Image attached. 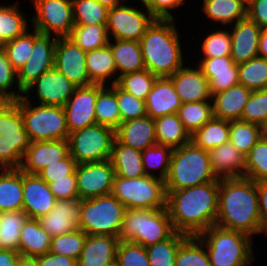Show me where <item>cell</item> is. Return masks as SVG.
Instances as JSON below:
<instances>
[{"mask_svg":"<svg viewBox=\"0 0 267 266\" xmlns=\"http://www.w3.org/2000/svg\"><path fill=\"white\" fill-rule=\"evenodd\" d=\"M219 181L190 188L166 190V208L175 232L198 236L215 225Z\"/></svg>","mask_w":267,"mask_h":266,"instance_id":"obj_1","label":"cell"},{"mask_svg":"<svg viewBox=\"0 0 267 266\" xmlns=\"http://www.w3.org/2000/svg\"><path fill=\"white\" fill-rule=\"evenodd\" d=\"M215 225L243 232L252 238L264 234L255 181L245 177L220 179Z\"/></svg>","mask_w":267,"mask_h":266,"instance_id":"obj_2","label":"cell"},{"mask_svg":"<svg viewBox=\"0 0 267 266\" xmlns=\"http://www.w3.org/2000/svg\"><path fill=\"white\" fill-rule=\"evenodd\" d=\"M175 24L176 19H156L139 41L145 68L157 77H170L187 64Z\"/></svg>","mask_w":267,"mask_h":266,"instance_id":"obj_3","label":"cell"},{"mask_svg":"<svg viewBox=\"0 0 267 266\" xmlns=\"http://www.w3.org/2000/svg\"><path fill=\"white\" fill-rule=\"evenodd\" d=\"M220 181L215 176L207 150L192 141L172 150L170 166L165 179L166 190H179Z\"/></svg>","mask_w":267,"mask_h":266,"instance_id":"obj_4","label":"cell"},{"mask_svg":"<svg viewBox=\"0 0 267 266\" xmlns=\"http://www.w3.org/2000/svg\"><path fill=\"white\" fill-rule=\"evenodd\" d=\"M205 246L211 266H251L253 238L240 231L213 225L196 236Z\"/></svg>","mask_w":267,"mask_h":266,"instance_id":"obj_5","label":"cell"},{"mask_svg":"<svg viewBox=\"0 0 267 266\" xmlns=\"http://www.w3.org/2000/svg\"><path fill=\"white\" fill-rule=\"evenodd\" d=\"M174 233L167 208L126 209L118 238L147 247L165 241Z\"/></svg>","mask_w":267,"mask_h":266,"instance_id":"obj_6","label":"cell"},{"mask_svg":"<svg viewBox=\"0 0 267 266\" xmlns=\"http://www.w3.org/2000/svg\"><path fill=\"white\" fill-rule=\"evenodd\" d=\"M30 144L20 112V98L0 101V166L20 168Z\"/></svg>","mask_w":267,"mask_h":266,"instance_id":"obj_7","label":"cell"},{"mask_svg":"<svg viewBox=\"0 0 267 266\" xmlns=\"http://www.w3.org/2000/svg\"><path fill=\"white\" fill-rule=\"evenodd\" d=\"M20 112L24 129L31 142L68 140L66 114L62 106L34 105L24 96L20 97Z\"/></svg>","mask_w":267,"mask_h":266,"instance_id":"obj_8","label":"cell"},{"mask_svg":"<svg viewBox=\"0 0 267 266\" xmlns=\"http://www.w3.org/2000/svg\"><path fill=\"white\" fill-rule=\"evenodd\" d=\"M125 206L112 194L82 200L78 228L87 235L119 237Z\"/></svg>","mask_w":267,"mask_h":266,"instance_id":"obj_9","label":"cell"},{"mask_svg":"<svg viewBox=\"0 0 267 266\" xmlns=\"http://www.w3.org/2000/svg\"><path fill=\"white\" fill-rule=\"evenodd\" d=\"M126 209L166 208L165 181L153 176L129 179L114 177L112 192Z\"/></svg>","mask_w":267,"mask_h":266,"instance_id":"obj_10","label":"cell"},{"mask_svg":"<svg viewBox=\"0 0 267 266\" xmlns=\"http://www.w3.org/2000/svg\"><path fill=\"white\" fill-rule=\"evenodd\" d=\"M115 130L95 124L69 133V154L77 164L111 159Z\"/></svg>","mask_w":267,"mask_h":266,"instance_id":"obj_11","label":"cell"},{"mask_svg":"<svg viewBox=\"0 0 267 266\" xmlns=\"http://www.w3.org/2000/svg\"><path fill=\"white\" fill-rule=\"evenodd\" d=\"M125 3L127 2L108 11L106 27L109 39L139 42L156 19L143 2H140L143 9L138 5Z\"/></svg>","mask_w":267,"mask_h":266,"instance_id":"obj_12","label":"cell"},{"mask_svg":"<svg viewBox=\"0 0 267 266\" xmlns=\"http://www.w3.org/2000/svg\"><path fill=\"white\" fill-rule=\"evenodd\" d=\"M36 11L31 28L41 34L68 37L74 27L72 0H28Z\"/></svg>","mask_w":267,"mask_h":266,"instance_id":"obj_13","label":"cell"},{"mask_svg":"<svg viewBox=\"0 0 267 266\" xmlns=\"http://www.w3.org/2000/svg\"><path fill=\"white\" fill-rule=\"evenodd\" d=\"M76 87L74 83L54 67L31 83L23 92V96L28 101H34V104L63 107L73 95ZM31 92H35V95H32ZM30 96H32V99ZM33 97L39 100L35 101Z\"/></svg>","mask_w":267,"mask_h":266,"instance_id":"obj_14","label":"cell"},{"mask_svg":"<svg viewBox=\"0 0 267 266\" xmlns=\"http://www.w3.org/2000/svg\"><path fill=\"white\" fill-rule=\"evenodd\" d=\"M75 174L80 199L111 194L115 177L111 160L77 164Z\"/></svg>","mask_w":267,"mask_h":266,"instance_id":"obj_15","label":"cell"},{"mask_svg":"<svg viewBox=\"0 0 267 266\" xmlns=\"http://www.w3.org/2000/svg\"><path fill=\"white\" fill-rule=\"evenodd\" d=\"M102 84L76 87L73 95L63 106L69 133L97 124L95 104Z\"/></svg>","mask_w":267,"mask_h":266,"instance_id":"obj_16","label":"cell"},{"mask_svg":"<svg viewBox=\"0 0 267 266\" xmlns=\"http://www.w3.org/2000/svg\"><path fill=\"white\" fill-rule=\"evenodd\" d=\"M56 41L57 37L41 34L34 29V46L30 58L17 71V81L23 91L43 73L54 68Z\"/></svg>","mask_w":267,"mask_h":266,"instance_id":"obj_17","label":"cell"},{"mask_svg":"<svg viewBox=\"0 0 267 266\" xmlns=\"http://www.w3.org/2000/svg\"><path fill=\"white\" fill-rule=\"evenodd\" d=\"M86 51L68 37H57L54 50V67L77 87L93 84L86 69Z\"/></svg>","mask_w":267,"mask_h":266,"instance_id":"obj_18","label":"cell"},{"mask_svg":"<svg viewBox=\"0 0 267 266\" xmlns=\"http://www.w3.org/2000/svg\"><path fill=\"white\" fill-rule=\"evenodd\" d=\"M56 201L49 184L38 174L23 172V210L28 218L38 219L48 214Z\"/></svg>","mask_w":267,"mask_h":266,"instance_id":"obj_19","label":"cell"},{"mask_svg":"<svg viewBox=\"0 0 267 266\" xmlns=\"http://www.w3.org/2000/svg\"><path fill=\"white\" fill-rule=\"evenodd\" d=\"M81 204L80 198L57 200L48 214L38 218L40 226L51 237L77 230Z\"/></svg>","mask_w":267,"mask_h":266,"instance_id":"obj_20","label":"cell"},{"mask_svg":"<svg viewBox=\"0 0 267 266\" xmlns=\"http://www.w3.org/2000/svg\"><path fill=\"white\" fill-rule=\"evenodd\" d=\"M69 154L68 140L33 141L24 154L21 167L24 173L37 174L49 164Z\"/></svg>","mask_w":267,"mask_h":266,"instance_id":"obj_21","label":"cell"},{"mask_svg":"<svg viewBox=\"0 0 267 266\" xmlns=\"http://www.w3.org/2000/svg\"><path fill=\"white\" fill-rule=\"evenodd\" d=\"M195 66L184 65L170 76L182 104L211 100L208 79L201 68Z\"/></svg>","mask_w":267,"mask_h":266,"instance_id":"obj_22","label":"cell"},{"mask_svg":"<svg viewBox=\"0 0 267 266\" xmlns=\"http://www.w3.org/2000/svg\"><path fill=\"white\" fill-rule=\"evenodd\" d=\"M232 45L231 55L235 64L247 62L258 57L261 28L248 17L237 21L229 28Z\"/></svg>","mask_w":267,"mask_h":266,"instance_id":"obj_23","label":"cell"},{"mask_svg":"<svg viewBox=\"0 0 267 266\" xmlns=\"http://www.w3.org/2000/svg\"><path fill=\"white\" fill-rule=\"evenodd\" d=\"M115 138L125 146L144 151L157 144L154 119L146 115L122 122L115 130Z\"/></svg>","mask_w":267,"mask_h":266,"instance_id":"obj_24","label":"cell"},{"mask_svg":"<svg viewBox=\"0 0 267 266\" xmlns=\"http://www.w3.org/2000/svg\"><path fill=\"white\" fill-rule=\"evenodd\" d=\"M145 105L146 114L152 119L178 112L182 102L170 77H157Z\"/></svg>","mask_w":267,"mask_h":266,"instance_id":"obj_25","label":"cell"},{"mask_svg":"<svg viewBox=\"0 0 267 266\" xmlns=\"http://www.w3.org/2000/svg\"><path fill=\"white\" fill-rule=\"evenodd\" d=\"M119 238L109 235H87L77 266H107L116 261Z\"/></svg>","mask_w":267,"mask_h":266,"instance_id":"obj_26","label":"cell"},{"mask_svg":"<svg viewBox=\"0 0 267 266\" xmlns=\"http://www.w3.org/2000/svg\"><path fill=\"white\" fill-rule=\"evenodd\" d=\"M252 91L241 84L211 96L213 117L227 121L240 120Z\"/></svg>","mask_w":267,"mask_h":266,"instance_id":"obj_27","label":"cell"},{"mask_svg":"<svg viewBox=\"0 0 267 266\" xmlns=\"http://www.w3.org/2000/svg\"><path fill=\"white\" fill-rule=\"evenodd\" d=\"M208 154L218 179L244 177L245 156L231 142L208 150Z\"/></svg>","mask_w":267,"mask_h":266,"instance_id":"obj_28","label":"cell"},{"mask_svg":"<svg viewBox=\"0 0 267 266\" xmlns=\"http://www.w3.org/2000/svg\"><path fill=\"white\" fill-rule=\"evenodd\" d=\"M86 69L93 84L117 83L116 64L110 46L86 52Z\"/></svg>","mask_w":267,"mask_h":266,"instance_id":"obj_29","label":"cell"},{"mask_svg":"<svg viewBox=\"0 0 267 266\" xmlns=\"http://www.w3.org/2000/svg\"><path fill=\"white\" fill-rule=\"evenodd\" d=\"M108 45L115 60L117 81L124 74L146 69L138 41L110 39Z\"/></svg>","mask_w":267,"mask_h":266,"instance_id":"obj_30","label":"cell"},{"mask_svg":"<svg viewBox=\"0 0 267 266\" xmlns=\"http://www.w3.org/2000/svg\"><path fill=\"white\" fill-rule=\"evenodd\" d=\"M23 210V172L19 168L0 170V212Z\"/></svg>","mask_w":267,"mask_h":266,"instance_id":"obj_31","label":"cell"},{"mask_svg":"<svg viewBox=\"0 0 267 266\" xmlns=\"http://www.w3.org/2000/svg\"><path fill=\"white\" fill-rule=\"evenodd\" d=\"M110 160L115 176L134 179L146 175L142 163V151L125 146L116 138L113 141Z\"/></svg>","mask_w":267,"mask_h":266,"instance_id":"obj_32","label":"cell"},{"mask_svg":"<svg viewBox=\"0 0 267 266\" xmlns=\"http://www.w3.org/2000/svg\"><path fill=\"white\" fill-rule=\"evenodd\" d=\"M202 12L210 22L223 25H234L237 21L247 18V9L237 0H202Z\"/></svg>","mask_w":267,"mask_h":266,"instance_id":"obj_33","label":"cell"},{"mask_svg":"<svg viewBox=\"0 0 267 266\" xmlns=\"http://www.w3.org/2000/svg\"><path fill=\"white\" fill-rule=\"evenodd\" d=\"M51 236L40 226L38 219L27 218L20 232V255L37 257L50 250Z\"/></svg>","mask_w":267,"mask_h":266,"instance_id":"obj_34","label":"cell"},{"mask_svg":"<svg viewBox=\"0 0 267 266\" xmlns=\"http://www.w3.org/2000/svg\"><path fill=\"white\" fill-rule=\"evenodd\" d=\"M17 2L2 4L0 3V46L19 36L24 35L31 28L28 26L27 14L22 12Z\"/></svg>","mask_w":267,"mask_h":266,"instance_id":"obj_35","label":"cell"},{"mask_svg":"<svg viewBox=\"0 0 267 266\" xmlns=\"http://www.w3.org/2000/svg\"><path fill=\"white\" fill-rule=\"evenodd\" d=\"M157 144L179 148L191 141V135L184 128L177 113L154 119Z\"/></svg>","mask_w":267,"mask_h":266,"instance_id":"obj_36","label":"cell"},{"mask_svg":"<svg viewBox=\"0 0 267 266\" xmlns=\"http://www.w3.org/2000/svg\"><path fill=\"white\" fill-rule=\"evenodd\" d=\"M191 141L207 151L229 142V121L213 117L191 134Z\"/></svg>","mask_w":267,"mask_h":266,"instance_id":"obj_37","label":"cell"},{"mask_svg":"<svg viewBox=\"0 0 267 266\" xmlns=\"http://www.w3.org/2000/svg\"><path fill=\"white\" fill-rule=\"evenodd\" d=\"M97 124L116 130L121 124V114L115 94V84L105 85L99 92L95 104Z\"/></svg>","mask_w":267,"mask_h":266,"instance_id":"obj_38","label":"cell"},{"mask_svg":"<svg viewBox=\"0 0 267 266\" xmlns=\"http://www.w3.org/2000/svg\"><path fill=\"white\" fill-rule=\"evenodd\" d=\"M27 218L24 210L0 212V249L19 250L20 232Z\"/></svg>","mask_w":267,"mask_h":266,"instance_id":"obj_39","label":"cell"},{"mask_svg":"<svg viewBox=\"0 0 267 266\" xmlns=\"http://www.w3.org/2000/svg\"><path fill=\"white\" fill-rule=\"evenodd\" d=\"M264 135V128L241 120L229 121V142L244 156Z\"/></svg>","mask_w":267,"mask_h":266,"instance_id":"obj_40","label":"cell"},{"mask_svg":"<svg viewBox=\"0 0 267 266\" xmlns=\"http://www.w3.org/2000/svg\"><path fill=\"white\" fill-rule=\"evenodd\" d=\"M70 38L83 51H92L105 47L109 43L106 25H74Z\"/></svg>","mask_w":267,"mask_h":266,"instance_id":"obj_41","label":"cell"},{"mask_svg":"<svg viewBox=\"0 0 267 266\" xmlns=\"http://www.w3.org/2000/svg\"><path fill=\"white\" fill-rule=\"evenodd\" d=\"M188 237L185 234L175 232L165 241L147 246L150 266H174L177 251Z\"/></svg>","mask_w":267,"mask_h":266,"instance_id":"obj_42","label":"cell"},{"mask_svg":"<svg viewBox=\"0 0 267 266\" xmlns=\"http://www.w3.org/2000/svg\"><path fill=\"white\" fill-rule=\"evenodd\" d=\"M177 114L191 135L213 118L212 100L184 103Z\"/></svg>","mask_w":267,"mask_h":266,"instance_id":"obj_43","label":"cell"},{"mask_svg":"<svg viewBox=\"0 0 267 266\" xmlns=\"http://www.w3.org/2000/svg\"><path fill=\"white\" fill-rule=\"evenodd\" d=\"M172 150L169 146L156 144L142 151V163L145 174L165 181L169 171Z\"/></svg>","mask_w":267,"mask_h":266,"instance_id":"obj_44","label":"cell"},{"mask_svg":"<svg viewBox=\"0 0 267 266\" xmlns=\"http://www.w3.org/2000/svg\"><path fill=\"white\" fill-rule=\"evenodd\" d=\"M239 84L251 91L267 89V59L256 57L238 64Z\"/></svg>","mask_w":267,"mask_h":266,"instance_id":"obj_45","label":"cell"},{"mask_svg":"<svg viewBox=\"0 0 267 266\" xmlns=\"http://www.w3.org/2000/svg\"><path fill=\"white\" fill-rule=\"evenodd\" d=\"M108 11L97 0H72L74 25H106Z\"/></svg>","mask_w":267,"mask_h":266,"instance_id":"obj_46","label":"cell"},{"mask_svg":"<svg viewBox=\"0 0 267 266\" xmlns=\"http://www.w3.org/2000/svg\"><path fill=\"white\" fill-rule=\"evenodd\" d=\"M244 177L257 183L267 182V137L265 135L245 156Z\"/></svg>","mask_w":267,"mask_h":266,"instance_id":"obj_47","label":"cell"},{"mask_svg":"<svg viewBox=\"0 0 267 266\" xmlns=\"http://www.w3.org/2000/svg\"><path fill=\"white\" fill-rule=\"evenodd\" d=\"M174 266H211L204 244L189 236L179 247Z\"/></svg>","mask_w":267,"mask_h":266,"instance_id":"obj_48","label":"cell"},{"mask_svg":"<svg viewBox=\"0 0 267 266\" xmlns=\"http://www.w3.org/2000/svg\"><path fill=\"white\" fill-rule=\"evenodd\" d=\"M156 79L157 76L145 69L120 76L116 84L136 98L146 101Z\"/></svg>","mask_w":267,"mask_h":266,"instance_id":"obj_49","label":"cell"},{"mask_svg":"<svg viewBox=\"0 0 267 266\" xmlns=\"http://www.w3.org/2000/svg\"><path fill=\"white\" fill-rule=\"evenodd\" d=\"M86 237L87 234L79 228L70 233L51 237L49 252L66 255L77 261L84 248Z\"/></svg>","mask_w":267,"mask_h":266,"instance_id":"obj_50","label":"cell"},{"mask_svg":"<svg viewBox=\"0 0 267 266\" xmlns=\"http://www.w3.org/2000/svg\"><path fill=\"white\" fill-rule=\"evenodd\" d=\"M221 27L216 31H210L203 37V41L200 43L201 58H217L231 55V33L229 29ZM203 54V55H202Z\"/></svg>","mask_w":267,"mask_h":266,"instance_id":"obj_51","label":"cell"},{"mask_svg":"<svg viewBox=\"0 0 267 266\" xmlns=\"http://www.w3.org/2000/svg\"><path fill=\"white\" fill-rule=\"evenodd\" d=\"M28 30L24 35L19 36L9 42H6L1 47L5 51L9 62L12 67L18 71L24 66L34 46V29Z\"/></svg>","mask_w":267,"mask_h":266,"instance_id":"obj_52","label":"cell"},{"mask_svg":"<svg viewBox=\"0 0 267 266\" xmlns=\"http://www.w3.org/2000/svg\"><path fill=\"white\" fill-rule=\"evenodd\" d=\"M23 92L17 81V71L0 46V101H16L23 96Z\"/></svg>","mask_w":267,"mask_h":266,"instance_id":"obj_53","label":"cell"},{"mask_svg":"<svg viewBox=\"0 0 267 266\" xmlns=\"http://www.w3.org/2000/svg\"><path fill=\"white\" fill-rule=\"evenodd\" d=\"M240 120L263 128L267 125V89L252 91Z\"/></svg>","mask_w":267,"mask_h":266,"instance_id":"obj_54","label":"cell"},{"mask_svg":"<svg viewBox=\"0 0 267 266\" xmlns=\"http://www.w3.org/2000/svg\"><path fill=\"white\" fill-rule=\"evenodd\" d=\"M115 94L121 114V123L147 115L145 101L124 91L116 83Z\"/></svg>","mask_w":267,"mask_h":266,"instance_id":"obj_55","label":"cell"},{"mask_svg":"<svg viewBox=\"0 0 267 266\" xmlns=\"http://www.w3.org/2000/svg\"><path fill=\"white\" fill-rule=\"evenodd\" d=\"M116 261L119 266H150L146 247L130 241H120Z\"/></svg>","mask_w":267,"mask_h":266,"instance_id":"obj_56","label":"cell"},{"mask_svg":"<svg viewBox=\"0 0 267 266\" xmlns=\"http://www.w3.org/2000/svg\"><path fill=\"white\" fill-rule=\"evenodd\" d=\"M76 166V161L68 154L62 160L47 165L37 174L49 184L53 179H68V175H73L75 173Z\"/></svg>","mask_w":267,"mask_h":266,"instance_id":"obj_57","label":"cell"},{"mask_svg":"<svg viewBox=\"0 0 267 266\" xmlns=\"http://www.w3.org/2000/svg\"><path fill=\"white\" fill-rule=\"evenodd\" d=\"M185 0H144V6L149 10L155 19L173 20L176 19L171 10L182 7ZM174 15V16H173Z\"/></svg>","mask_w":267,"mask_h":266,"instance_id":"obj_58","label":"cell"},{"mask_svg":"<svg viewBox=\"0 0 267 266\" xmlns=\"http://www.w3.org/2000/svg\"><path fill=\"white\" fill-rule=\"evenodd\" d=\"M49 187L57 200L79 198L75 173L68 175V179H53Z\"/></svg>","mask_w":267,"mask_h":266,"instance_id":"obj_59","label":"cell"},{"mask_svg":"<svg viewBox=\"0 0 267 266\" xmlns=\"http://www.w3.org/2000/svg\"><path fill=\"white\" fill-rule=\"evenodd\" d=\"M208 83L211 96L226 90L239 83L238 68H230V71L212 72V78Z\"/></svg>","mask_w":267,"mask_h":266,"instance_id":"obj_60","label":"cell"},{"mask_svg":"<svg viewBox=\"0 0 267 266\" xmlns=\"http://www.w3.org/2000/svg\"><path fill=\"white\" fill-rule=\"evenodd\" d=\"M197 63L208 81L212 78V72L230 71V68H238L230 56L200 58Z\"/></svg>","mask_w":267,"mask_h":266,"instance_id":"obj_61","label":"cell"},{"mask_svg":"<svg viewBox=\"0 0 267 266\" xmlns=\"http://www.w3.org/2000/svg\"><path fill=\"white\" fill-rule=\"evenodd\" d=\"M247 17L261 29L267 28V0H255L247 9Z\"/></svg>","mask_w":267,"mask_h":266,"instance_id":"obj_62","label":"cell"},{"mask_svg":"<svg viewBox=\"0 0 267 266\" xmlns=\"http://www.w3.org/2000/svg\"><path fill=\"white\" fill-rule=\"evenodd\" d=\"M39 266H77V261L66 255L52 254L51 252L37 256Z\"/></svg>","mask_w":267,"mask_h":266,"instance_id":"obj_63","label":"cell"},{"mask_svg":"<svg viewBox=\"0 0 267 266\" xmlns=\"http://www.w3.org/2000/svg\"><path fill=\"white\" fill-rule=\"evenodd\" d=\"M256 189L259 198V210L261 227L264 235H267V182H256Z\"/></svg>","mask_w":267,"mask_h":266,"instance_id":"obj_64","label":"cell"},{"mask_svg":"<svg viewBox=\"0 0 267 266\" xmlns=\"http://www.w3.org/2000/svg\"><path fill=\"white\" fill-rule=\"evenodd\" d=\"M19 256L18 251L0 249V266H16Z\"/></svg>","mask_w":267,"mask_h":266,"instance_id":"obj_65","label":"cell"},{"mask_svg":"<svg viewBox=\"0 0 267 266\" xmlns=\"http://www.w3.org/2000/svg\"><path fill=\"white\" fill-rule=\"evenodd\" d=\"M258 57L267 59V28L261 29L258 45Z\"/></svg>","mask_w":267,"mask_h":266,"instance_id":"obj_66","label":"cell"},{"mask_svg":"<svg viewBox=\"0 0 267 266\" xmlns=\"http://www.w3.org/2000/svg\"><path fill=\"white\" fill-rule=\"evenodd\" d=\"M16 266H39L37 257L20 255Z\"/></svg>","mask_w":267,"mask_h":266,"instance_id":"obj_67","label":"cell"},{"mask_svg":"<svg viewBox=\"0 0 267 266\" xmlns=\"http://www.w3.org/2000/svg\"><path fill=\"white\" fill-rule=\"evenodd\" d=\"M97 1L102 5L106 6L108 9H111L123 4L128 0H97Z\"/></svg>","mask_w":267,"mask_h":266,"instance_id":"obj_68","label":"cell"},{"mask_svg":"<svg viewBox=\"0 0 267 266\" xmlns=\"http://www.w3.org/2000/svg\"><path fill=\"white\" fill-rule=\"evenodd\" d=\"M239 1L243 6L246 7V9H248L255 0H237Z\"/></svg>","mask_w":267,"mask_h":266,"instance_id":"obj_69","label":"cell"},{"mask_svg":"<svg viewBox=\"0 0 267 266\" xmlns=\"http://www.w3.org/2000/svg\"><path fill=\"white\" fill-rule=\"evenodd\" d=\"M107 266H119L118 262L117 261H114L113 263L107 265Z\"/></svg>","mask_w":267,"mask_h":266,"instance_id":"obj_70","label":"cell"},{"mask_svg":"<svg viewBox=\"0 0 267 266\" xmlns=\"http://www.w3.org/2000/svg\"><path fill=\"white\" fill-rule=\"evenodd\" d=\"M264 135L267 137V125L264 127Z\"/></svg>","mask_w":267,"mask_h":266,"instance_id":"obj_71","label":"cell"}]
</instances>
